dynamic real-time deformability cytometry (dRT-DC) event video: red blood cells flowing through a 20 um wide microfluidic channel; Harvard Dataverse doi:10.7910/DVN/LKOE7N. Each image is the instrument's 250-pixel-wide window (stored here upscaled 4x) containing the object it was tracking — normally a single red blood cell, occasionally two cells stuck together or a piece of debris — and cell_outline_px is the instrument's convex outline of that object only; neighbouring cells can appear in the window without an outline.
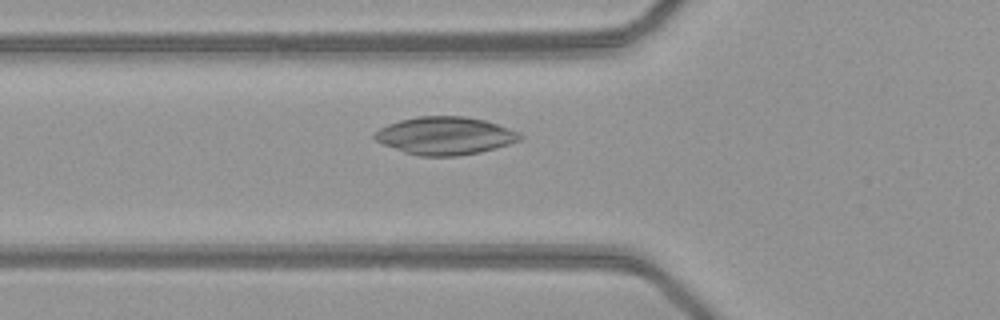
{"species": "common noctule bat (a hibernating species)", "species_latin": "Nyctalus noctula", "temperature_condition": "warm", "stored_images_in_passage": 50, "camera_frame_rate_fps": 3000, "um_per_image_px": 0.085, "animal": {"sex": "female", "body_mass_g": 21.9}, "frame": {"image": 1, "passage_image": 18, "time_ms": 5.667, "image_size_px": [1000, 320], "cell_outline_px": [[524, 136], [520, 140], [496, 148], [480, 152], [456, 156], [420, 156], [404, 152], [384, 144], [376, 140], [372, 136], [372, 132], [388, 124], [400, 120], [416, 116], [464, 116], [484, 120], [520, 132]], "centroid_in_image_um": [37.82, 11.53], "position_along_channel_um": 88.0, "area_um2": 32.02}}
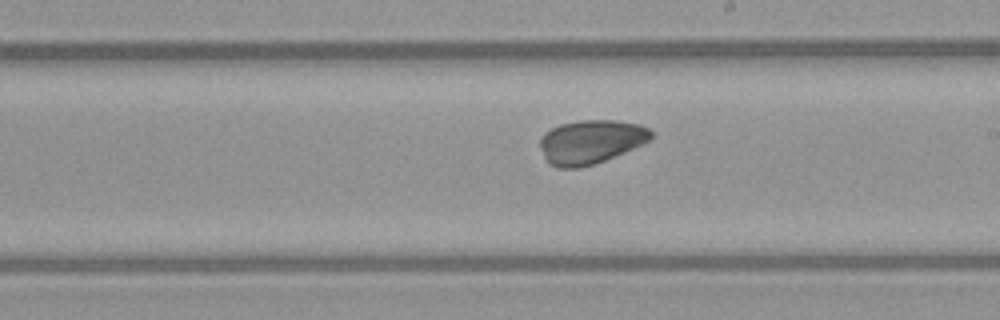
{"frame": {"image": 2, "passage_image": 29, "time_ms": 9.333, "image_size_px": [1000, 320], "cell_outline_px": [[652, 136], [644, 144], [596, 164], [580, 168], [556, 168], [548, 164], [540, 148], [540, 136], [544, 132], [560, 124], [580, 120], [612, 120], [640, 124], [648, 128], [652, 132]], "centroid_in_image_um": [50.19, 12.06], "position_along_channel_um": 238.8, "area_um2": 28.67}}
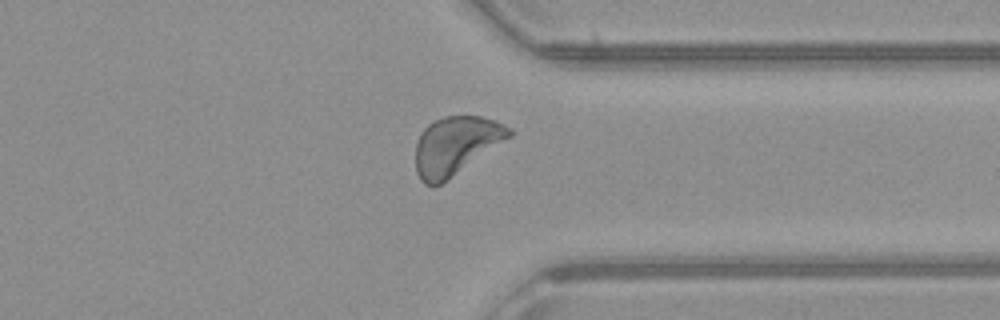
{"frame": {"image": 3, "passage_image": 39, "time_ms": 12.667, "image_size_px": [1000, 320], "cell_outline_px": [[512, 136], [440, 184], [424, 184], [420, 180], [416, 172], [416, 140], [420, 132], [428, 124], [444, 116], [480, 116], [492, 120], [512, 128]], "centroid_in_image_um": [38.71, 12.35], "position_along_channel_um": 372.7, "area_um2": 31.33}}